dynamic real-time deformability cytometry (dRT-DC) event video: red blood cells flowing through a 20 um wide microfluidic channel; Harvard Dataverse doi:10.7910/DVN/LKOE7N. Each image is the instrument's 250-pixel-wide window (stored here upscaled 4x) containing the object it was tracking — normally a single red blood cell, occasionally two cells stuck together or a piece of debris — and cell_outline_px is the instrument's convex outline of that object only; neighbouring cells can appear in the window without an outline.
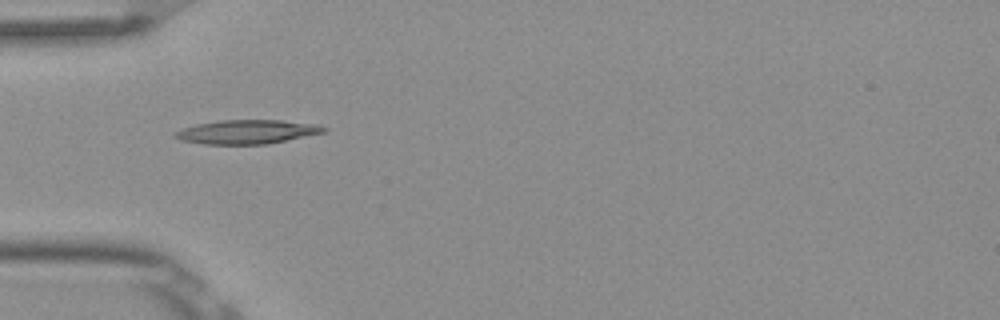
{"species": "Egyptian fruit bat (a non-hibernating species)", "species_latin": "Rousettus aegyptiacus", "temperature_condition": "room temperature", "stored_images_in_passage": 7, "camera_frame_rate_fps": 3000, "um_per_image_px": 0.085, "frame": {"image": 1, "passage_image": 4, "time_ms": 1.0, "image_size_px": [1000, 320], "cell_outline_px": [[328, 132], [268, 144], [204, 144], [180, 140], [172, 136], [172, 132], [196, 124], [220, 120], [280, 120], [316, 124], [328, 128]], "centroid_in_image_um": [21.01, 11.21], "position_along_channel_um": 64.0, "area_um2": 20.98}}
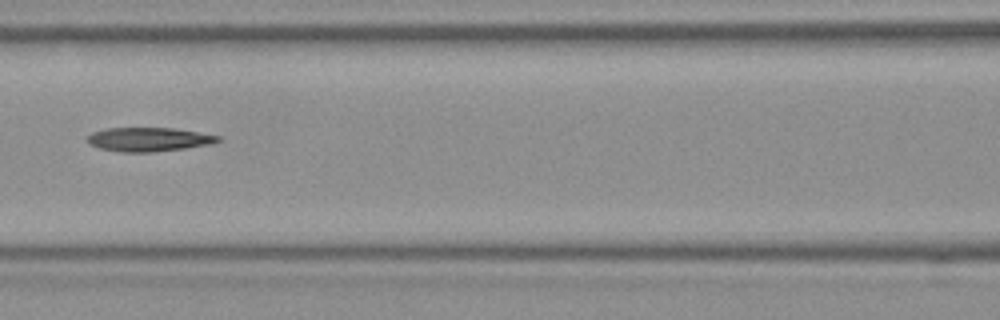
{"frame": {"image": 2, "passage_image": 6, "time_ms": 1.667, "image_size_px": [1000, 320], "cell_outline_px": [[220, 140], [212, 144], [184, 148], [152, 152], [120, 152], [100, 148], [88, 144], [88, 136], [92, 132], [104, 128], [172, 128], [220, 136]], "centroid_in_image_um": [12.61, 11.85], "position_along_channel_um": 154.0, "area_um2": 18.09}}
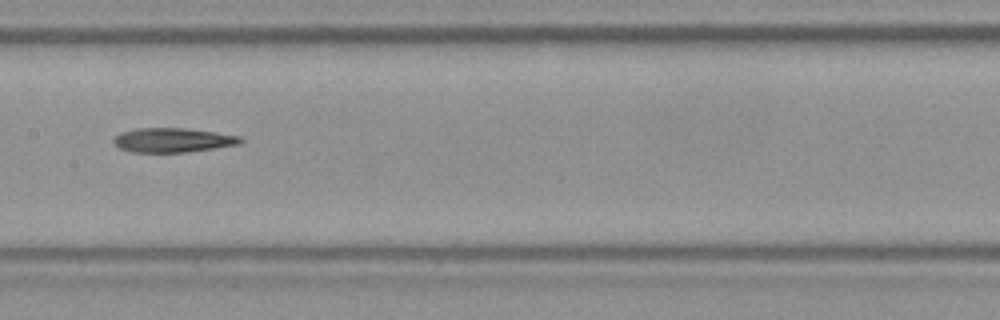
{"frame": {"image": 3, "passage_image": 7, "time_ms": 2.0, "image_size_px": [1000, 320], "cell_outline_px": [[244, 140], [240, 144], [216, 148], [188, 152], [132, 152], [120, 148], [112, 144], [112, 136], [120, 132], [136, 128], [184, 128], [216, 132], [240, 136]], "centroid_in_image_um": [14.65, 11.91], "position_along_channel_um": 192.8, "area_um2": 18.26}}